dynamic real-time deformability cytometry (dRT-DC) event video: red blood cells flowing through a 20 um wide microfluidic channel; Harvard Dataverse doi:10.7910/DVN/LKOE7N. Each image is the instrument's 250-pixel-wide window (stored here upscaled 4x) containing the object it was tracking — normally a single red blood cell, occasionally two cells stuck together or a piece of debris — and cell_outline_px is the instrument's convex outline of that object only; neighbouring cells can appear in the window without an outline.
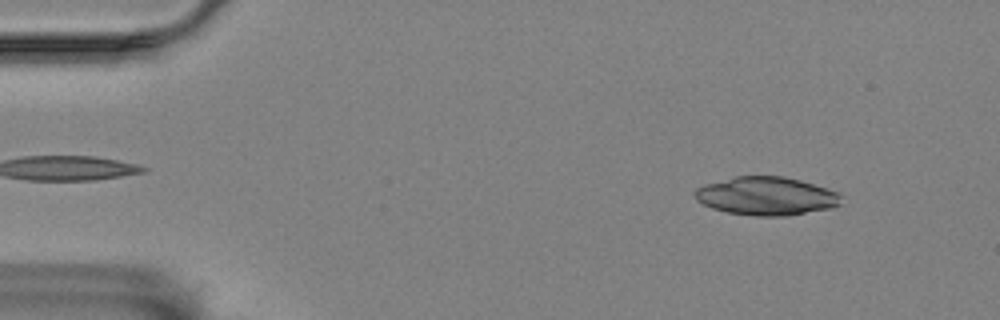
{"species": "Egyptian fruit bat (a non-hibernating species)", "species_latin": "Rousettus aegyptiacus", "temperature_condition": "room temperature", "stored_images_in_passage": 55, "camera_frame_rate_fps": 3000, "um_per_image_px": 0.085, "animal": {"sex": "female"}, "frame": {"image": 1, "passage_image": 5, "time_ms": 1.333, "image_size_px": [1000, 320], "cell_outline_px": [[840, 204], [832, 208], [788, 216], [756, 216], [728, 212], [712, 208], [696, 200], [692, 192], [696, 188], [704, 184], [736, 176], [780, 176], [800, 180], [840, 192]], "centroid_in_image_um": [65.13, 16.67], "position_along_channel_um": 19.9, "area_um2": 32.77}}